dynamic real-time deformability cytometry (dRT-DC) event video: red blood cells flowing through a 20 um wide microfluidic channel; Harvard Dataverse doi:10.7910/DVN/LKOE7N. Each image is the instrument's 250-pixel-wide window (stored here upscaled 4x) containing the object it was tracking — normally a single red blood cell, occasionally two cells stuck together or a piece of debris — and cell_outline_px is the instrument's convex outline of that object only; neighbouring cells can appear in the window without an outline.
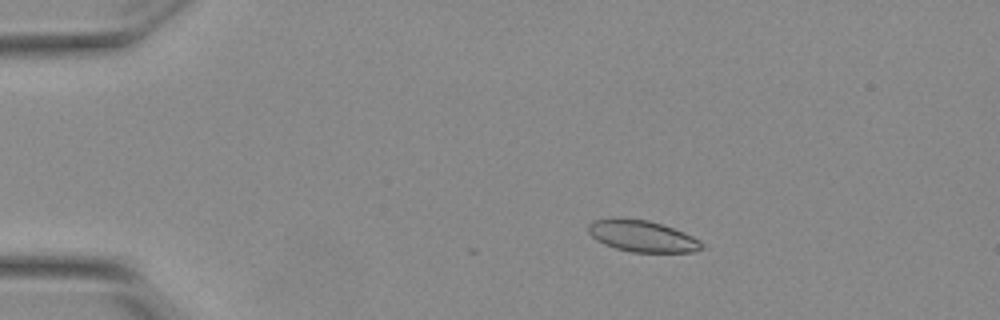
{"species": "Egyptian fruit bat (a non-hibernating species)", "species_latin": "Rousettus aegyptiacus", "temperature_condition": "warm", "stored_images_in_passage": 17, "camera_frame_rate_fps": 3000, "um_per_image_px": 0.085, "animal": {"sex": "female"}, "frame": {"image": 1, "passage_image": 11, "time_ms": 3.333, "image_size_px": [1000, 320], "cell_outline_px": [[704, 248], [692, 252], [632, 252], [616, 248], [604, 244], [596, 240], [588, 232], [588, 224], [596, 220], [616, 216], [648, 220], [684, 232], [700, 240], [704, 244]], "centroid_in_image_um": [54.57, 20.06], "position_along_channel_um": 30.4, "area_um2": 20.98}}